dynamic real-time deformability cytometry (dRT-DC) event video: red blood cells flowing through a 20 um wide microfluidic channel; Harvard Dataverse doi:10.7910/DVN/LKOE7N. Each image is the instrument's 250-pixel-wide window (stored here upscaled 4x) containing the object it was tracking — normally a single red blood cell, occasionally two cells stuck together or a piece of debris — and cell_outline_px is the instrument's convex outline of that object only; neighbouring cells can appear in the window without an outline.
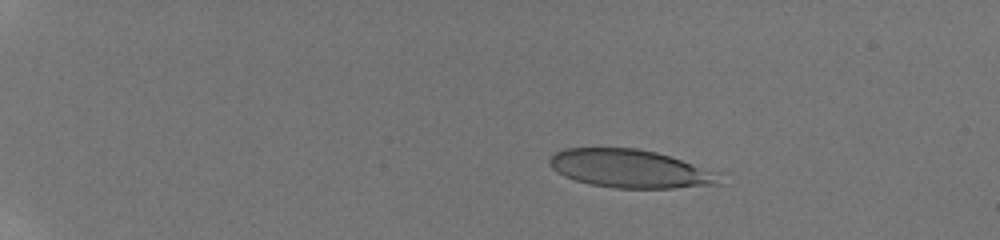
{"species": "human", "species_latin": "Homo sapiens", "temperature_condition": "room temperature", "stored_images_in_passage": 15, "camera_frame_rate_fps": 3000, "um_per_image_px": 0.085, "donor": {"sex": "male"}, "frame": {"image": 1, "passage_image": 1, "time_ms": 0.0, "image_size_px": [1000, 240], "cell_outline_px": [[724, 184], [676, 188], [616, 188], [592, 184], [576, 180], [564, 176], [556, 172], [548, 164], [548, 160], [556, 152], [564, 148], [636, 148], [656, 152], [724, 172]], "centroid_in_image_um": [53.69, 14.35], "position_along_channel_um": 31.3, "area_um2": 38.55}}
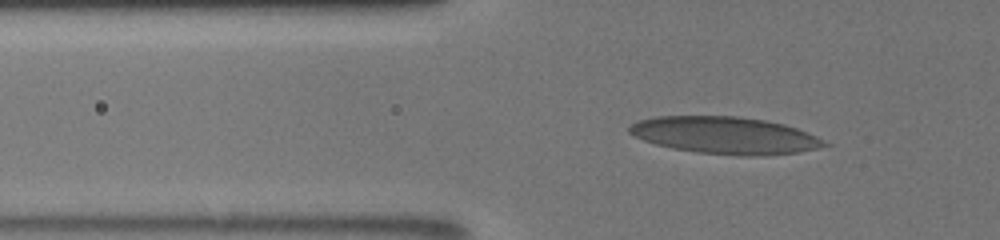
{"frame": {"image": 2, "passage_image": 11, "time_ms": 3.333, "image_size_px": [1000, 240], "cell_outline_px": [[832, 144], [800, 152], [760, 156], [740, 156], [696, 152], [672, 148], [656, 144], [644, 140], [628, 132], [628, 128], [636, 120], [656, 116], [736, 116], [764, 120], [784, 124], [796, 128], [816, 136]], "centroid_in_image_um": [61.62, 11.5], "position_along_channel_um": 64.2, "area_um2": 42.19}}
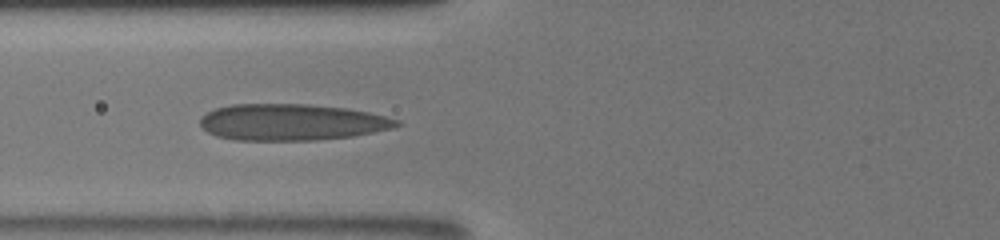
{"frame": {"image": 3, "passage_image": 15, "time_ms": 4.667, "image_size_px": [1000, 240], "cell_outline_px": [[400, 124], [392, 128], [352, 136], [316, 140], [232, 140], [216, 136], [208, 132], [200, 124], [200, 116], [216, 108], [232, 104], [304, 104], [344, 108], [368, 112], [400, 120]], "centroid_in_image_um": [24.75, 10.39], "position_along_channel_um": 101.1, "area_um2": 41.56}}